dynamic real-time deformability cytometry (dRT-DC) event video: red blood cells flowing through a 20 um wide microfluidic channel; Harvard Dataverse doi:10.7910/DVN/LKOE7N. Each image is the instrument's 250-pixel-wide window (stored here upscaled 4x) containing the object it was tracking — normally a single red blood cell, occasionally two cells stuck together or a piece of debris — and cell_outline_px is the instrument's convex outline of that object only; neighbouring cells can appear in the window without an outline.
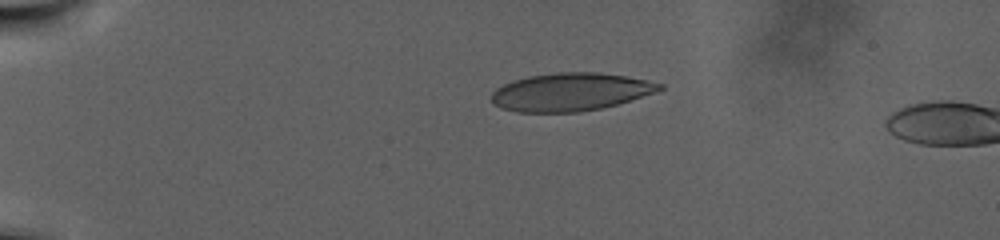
{"species": "human", "species_latin": "Homo sapiens", "temperature_condition": "warm", "stored_images_in_passage": 7, "camera_frame_rate_fps": 3000, "um_per_image_px": 0.085, "donor": {"sex": "male"}, "frame": {"image": 1, "passage_image": 1, "time_ms": 0.0, "image_size_px": [1000, 240], "cell_outline_px": [[664, 88], [656, 92], [616, 104], [600, 108], [580, 112], [516, 112], [500, 108], [492, 100], [492, 92], [496, 88], [512, 80], [528, 76], [556, 72], [596, 72], [624, 76], [648, 80], [664, 84]], "centroid_in_image_um": [48.48, 7.81], "position_along_channel_um": 36.5, "area_um2": 37.11}}